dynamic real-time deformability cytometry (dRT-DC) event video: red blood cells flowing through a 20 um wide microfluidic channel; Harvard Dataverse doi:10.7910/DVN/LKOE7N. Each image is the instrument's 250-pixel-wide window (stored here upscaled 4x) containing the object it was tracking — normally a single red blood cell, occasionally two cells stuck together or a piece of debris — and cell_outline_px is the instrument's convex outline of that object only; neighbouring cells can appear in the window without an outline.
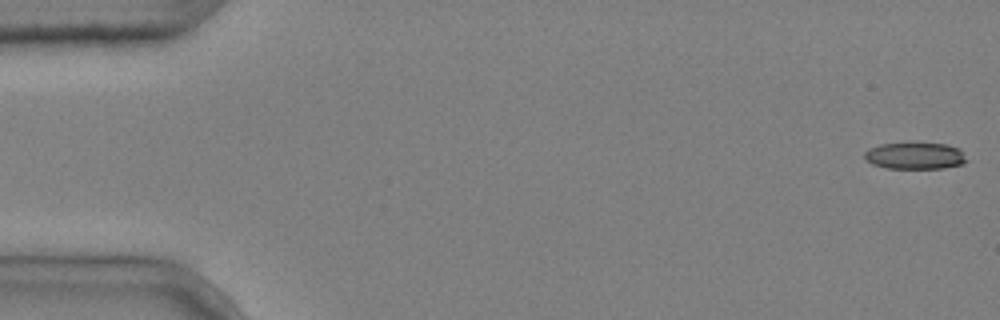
{"species": "common noctule bat (a hibernating species)", "species_latin": "Nyctalus noctula", "temperature_condition": "cold", "stored_images_in_passage": 4, "camera_frame_rate_fps": 3000, "um_per_image_px": 0.085, "animal": {"sex": "male", "body_mass_g": 20.4}, "frame": {"image": 1, "passage_image": 1, "time_ms": 0.0, "image_size_px": [1000, 320], "cell_outline_px": [[968, 160], [964, 164], [944, 168], [888, 168], [872, 164], [864, 160], [864, 152], [868, 148], [880, 144], [948, 144], [960, 148]], "centroid_in_image_um": [77.79, 13.25], "position_along_channel_um": 7.2, "area_um2": 15.9}}
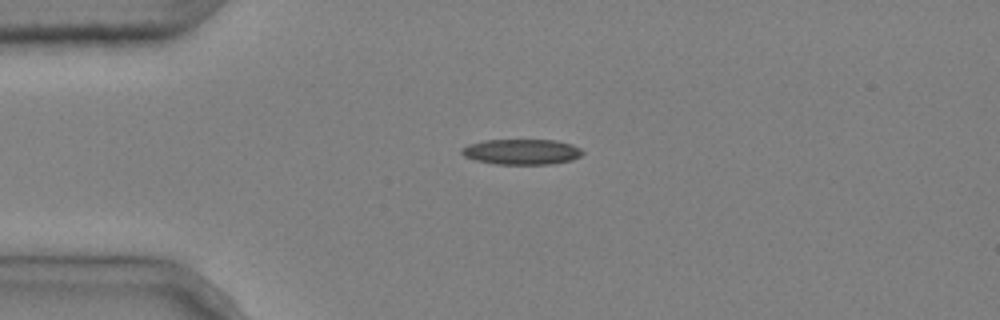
{"frame": {"image": 2, "passage_image": 4, "time_ms": 1.0, "image_size_px": [1000, 320], "cell_outline_px": [[584, 152], [580, 156], [572, 160], [552, 164], [496, 164], [476, 160], [464, 156], [460, 152], [460, 148], [468, 144], [484, 140], [556, 140], [572, 144], [580, 148]], "centroid_in_image_um": [44.33, 12.9], "position_along_channel_um": 40.7, "area_um2": 18.03}}